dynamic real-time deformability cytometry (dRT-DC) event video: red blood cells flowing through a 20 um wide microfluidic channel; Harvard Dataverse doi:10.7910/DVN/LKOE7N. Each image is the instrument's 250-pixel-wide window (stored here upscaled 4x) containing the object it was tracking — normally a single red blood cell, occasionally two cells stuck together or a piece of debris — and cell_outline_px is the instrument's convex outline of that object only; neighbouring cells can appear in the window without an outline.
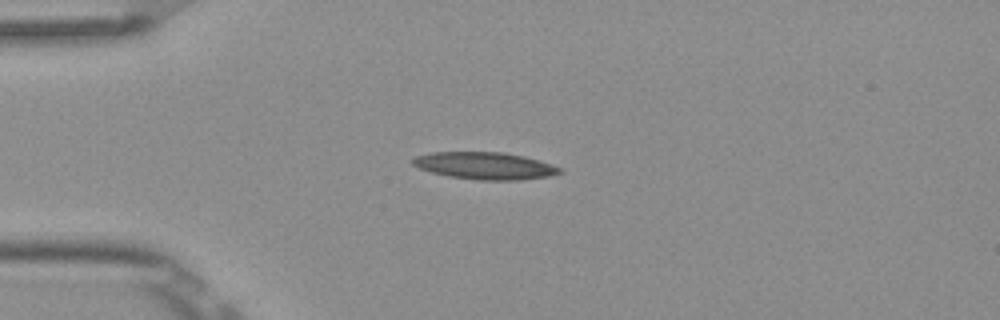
{"species": "Egyptian fruit bat (a non-hibernating species)", "species_latin": "Rousettus aegyptiacus", "temperature_condition": "room temperature", "stored_images_in_passage": 3, "camera_frame_rate_fps": 3000, "um_per_image_px": 0.085, "frame": {"image": 1, "passage_image": 1, "time_ms": 0.0, "image_size_px": [1000, 320], "cell_outline_px": [[564, 172], [552, 176], [520, 180], [476, 180], [448, 176], [432, 172], [420, 168], [412, 164], [412, 160], [416, 156], [432, 152], [504, 152], [524, 156], [540, 160], [564, 168]], "centroid_in_image_um": [41.3, 14.09], "position_along_channel_um": 43.7, "area_um2": 23.52}}
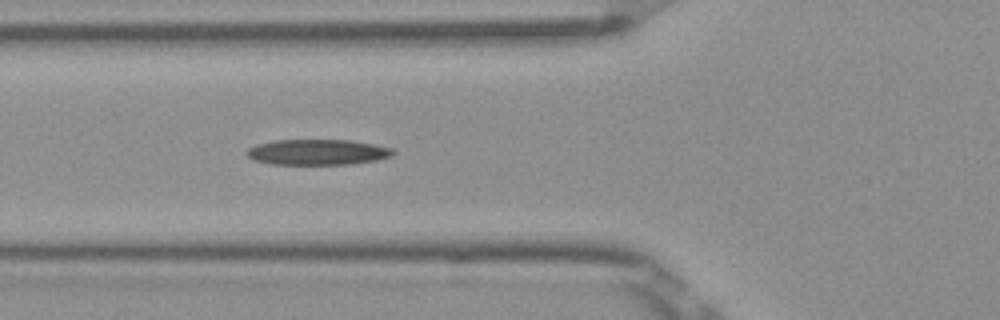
{"frame": {"image": 2, "passage_image": 3, "time_ms": 0.667, "image_size_px": [1000, 320], "cell_outline_px": [[396, 152], [392, 156], [376, 160], [352, 164], [272, 164], [252, 160], [244, 152], [248, 148], [256, 144], [276, 140], [352, 140], [392, 148]], "centroid_in_image_um": [26.97, 12.93], "position_along_channel_um": 98.8, "area_um2": 21.91}}